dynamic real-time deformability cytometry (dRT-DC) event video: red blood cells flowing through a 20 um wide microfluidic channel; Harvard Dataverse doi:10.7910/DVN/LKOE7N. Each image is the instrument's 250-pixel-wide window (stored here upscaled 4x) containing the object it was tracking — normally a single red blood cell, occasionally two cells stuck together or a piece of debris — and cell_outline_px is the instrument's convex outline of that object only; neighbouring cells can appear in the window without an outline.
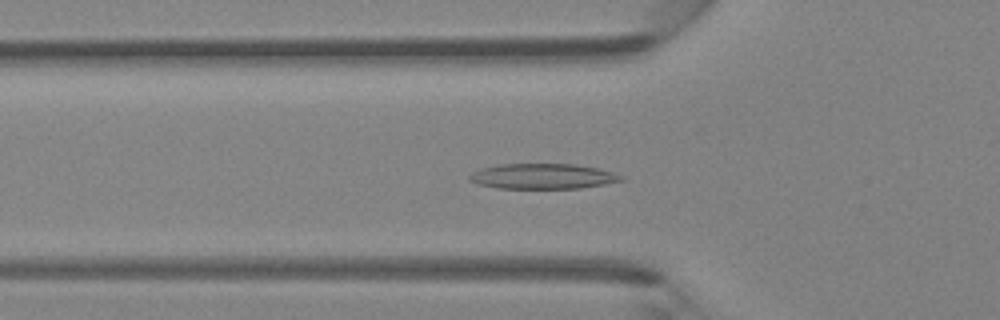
{"species": "Egyptian fruit bat (a non-hibernating species)", "species_latin": "Rousettus aegyptiacus", "temperature_condition": "room temperature", "stored_images_in_passage": 43, "camera_frame_rate_fps": 3000, "um_per_image_px": 0.085, "animal": {"sex": "female"}, "frame": {"image": 1, "passage_image": 13, "time_ms": 4.0, "image_size_px": [1000, 320], "cell_outline_px": [[624, 180], [604, 184], [580, 188], [496, 188], [480, 184], [468, 180], [468, 176], [472, 172], [480, 168], [496, 164], [576, 164], [596, 168], [612, 172], [624, 176]], "centroid_in_image_um": [46.1, 14.98], "position_along_channel_um": 79.7, "area_um2": 22.37}}
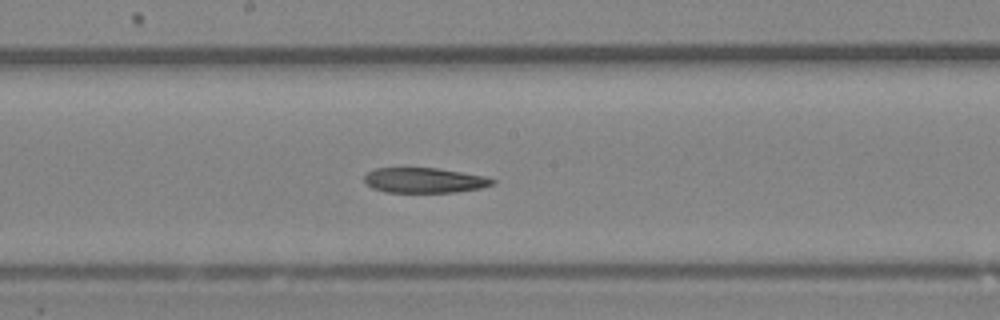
{"frame": {"image": 2, "passage_image": 22, "time_ms": 7.0, "image_size_px": [1000, 320], "cell_outline_px": [[496, 184], [480, 188], [456, 192], [384, 192], [372, 188], [364, 180], [364, 176], [368, 172], [376, 168], [436, 168], [484, 176], [496, 180]], "centroid_in_image_um": [36.08, 15.33], "position_along_channel_um": 212.1, "area_um2": 18.67}}
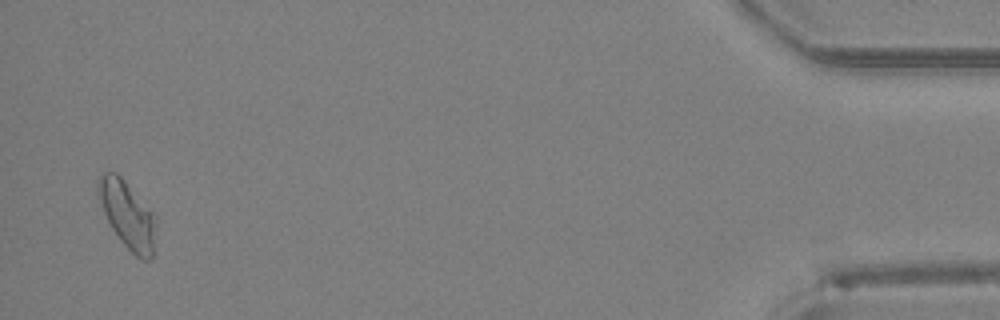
{"frame": {"image": 3, "passage_image": 42, "time_ms": 13.667, "image_size_px": [1000, 320], "cell_outline_px": [[156, 224], [152, 260], [140, 260], [120, 240], [112, 228], [104, 212], [96, 192], [96, 180], [104, 172], [116, 172], [124, 180], [156, 216]], "centroid_in_image_um": [10.83, 18.25], "position_along_channel_um": 424.4, "area_um2": 22.54}}